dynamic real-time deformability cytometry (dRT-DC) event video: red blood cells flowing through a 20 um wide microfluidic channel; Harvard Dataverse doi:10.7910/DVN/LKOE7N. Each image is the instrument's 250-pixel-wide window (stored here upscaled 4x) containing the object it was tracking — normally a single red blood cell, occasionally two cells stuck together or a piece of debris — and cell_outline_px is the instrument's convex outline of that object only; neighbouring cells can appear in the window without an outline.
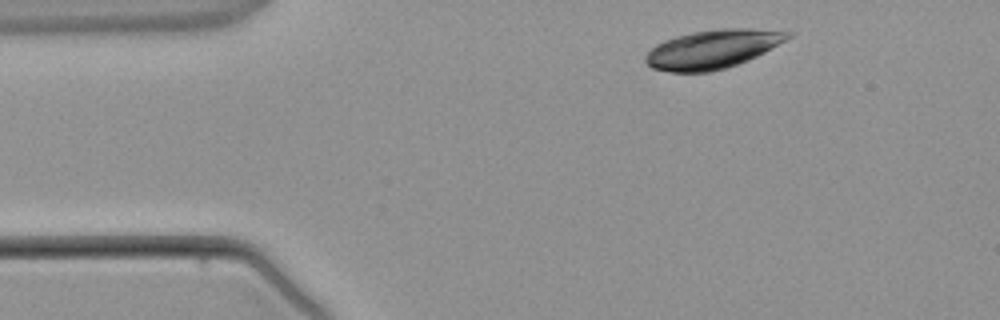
{"species": "common noctule bat (a hibernating species)", "species_latin": "Nyctalus noctula", "temperature_condition": "warm", "stored_images_in_passage": 2, "camera_frame_rate_fps": 3000, "um_per_image_px": 0.085, "animal": {"sex": "male", "body_mass_g": 21.5, "forearm_length_mm": 52.0}, "frame": {"image": 1, "passage_image": 1, "time_ms": 0.0, "image_size_px": [1000, 320], "cell_outline_px": [[792, 36], [764, 52], [748, 60], [724, 68], [708, 72], [672, 72], [652, 68], [644, 60], [644, 56], [656, 44], [664, 40], [676, 36], [692, 32], [720, 28], [752, 28], [792, 32]], "centroid_in_image_um": [60.55, 4.17], "position_along_channel_um": 24.5, "area_um2": 31.91}}